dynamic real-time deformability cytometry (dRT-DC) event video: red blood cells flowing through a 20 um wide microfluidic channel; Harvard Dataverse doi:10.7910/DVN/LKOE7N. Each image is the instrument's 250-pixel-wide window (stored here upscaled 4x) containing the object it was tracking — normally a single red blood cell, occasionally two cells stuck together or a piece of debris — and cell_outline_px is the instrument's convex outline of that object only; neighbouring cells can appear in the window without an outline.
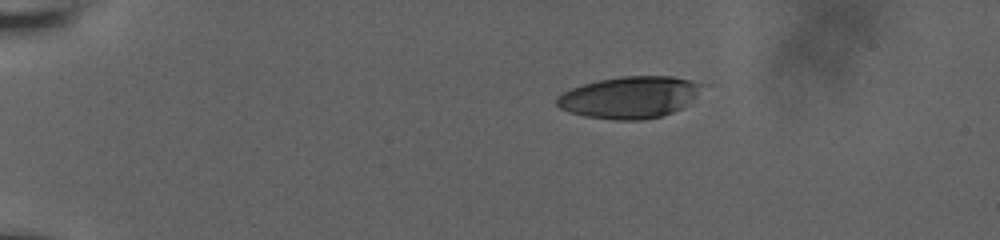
{"species": "human", "species_latin": "Homo sapiens", "temperature_condition": "room temperature", "stored_images_in_passage": 46, "camera_frame_rate_fps": 3000, "um_per_image_px": 0.085, "donor": {"sex": "male"}, "frame": {"image": 1, "passage_image": 1, "time_ms": 0.0, "image_size_px": [1000, 240], "cell_outline_px": [[704, 84], [688, 104], [672, 112], [660, 116], [640, 120], [616, 120], [584, 116], [568, 112], [560, 108], [556, 104], [556, 96], [572, 88], [584, 84], [600, 80], [620, 76], [672, 76]], "centroid_in_image_um": [53.47, 8.27], "position_along_channel_um": 31.5, "area_um2": 35.08}}
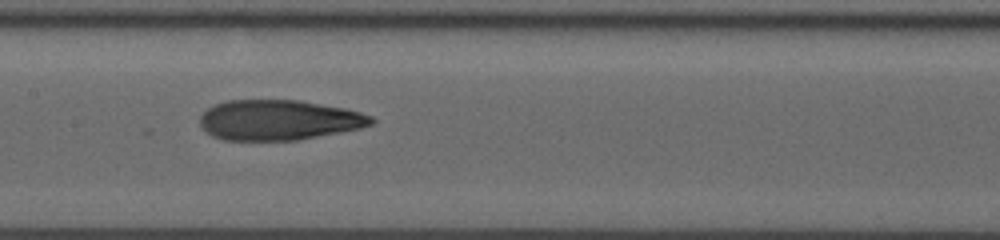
{"frame": {"image": 2, "passage_image": 20, "time_ms": 6.333, "image_size_px": [1000, 240], "cell_outline_px": [[376, 120], [372, 124], [360, 128], [296, 140], [224, 140], [212, 136], [200, 124], [200, 116], [208, 108], [216, 104], [228, 100], [300, 100], [344, 108], [360, 112], [372, 116]], "centroid_in_image_um": [23.7, 10.2], "position_along_channel_um": 183.7, "area_um2": 39.94}}
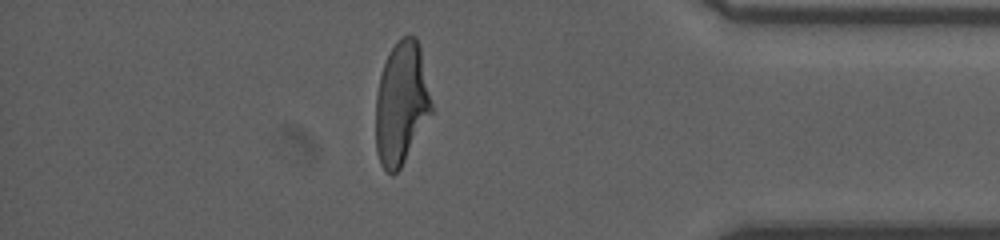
{"frame": {"image": 3, "passage_image": 39, "time_ms": 12.667, "image_size_px": [1000, 240], "cell_outline_px": [[432, 112], [400, 168], [392, 176], [380, 164], [376, 152], [376, 92], [380, 76], [384, 64], [392, 48], [400, 36], [416, 36], [420, 44], [432, 104]], "centroid_in_image_um": [34.11, 8.77], "position_along_channel_um": 401.1, "area_um2": 39.77}, "authors_computed_cell_mechanics": {"area_um2": 40.0554, "velocity_mm_per_s": 3.8409, "shape_relaxation_time_tau1_ms": 7.5941, "shape_relaxation_time_tau2_ms": 1.0828, "deformation_change_tau1": 0.2812, "deformation_change_tau2": 0.0874}}